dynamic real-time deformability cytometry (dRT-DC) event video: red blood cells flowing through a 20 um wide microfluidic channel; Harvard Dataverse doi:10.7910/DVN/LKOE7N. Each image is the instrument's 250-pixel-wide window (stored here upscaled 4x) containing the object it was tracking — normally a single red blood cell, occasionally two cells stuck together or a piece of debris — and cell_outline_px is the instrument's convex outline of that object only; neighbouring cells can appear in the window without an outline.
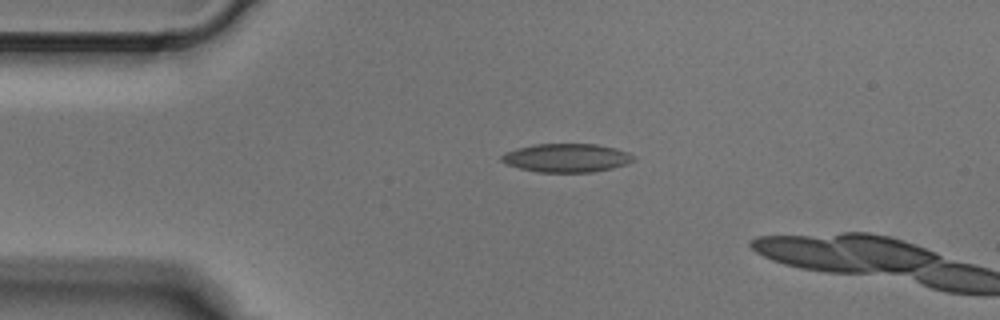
{"species": "Egyptian fruit bat (a non-hibernating species)", "species_latin": "Rousettus aegyptiacus", "temperature_condition": "cold", "stored_images_in_passage": 3, "camera_frame_rate_fps": 3000, "um_per_image_px": 0.085, "animal": {"sex": "male"}, "frame": {"image": 1, "passage_image": 2, "time_ms": 0.333, "image_size_px": [1000, 320], "cell_outline_px": [[636, 160], [628, 164], [612, 168], [592, 172], [536, 172], [520, 168], [508, 164], [500, 160], [500, 156], [508, 152], [520, 148], [536, 144], [596, 144], [616, 148], [628, 152], [636, 156]], "centroid_in_image_um": [48.24, 13.42], "position_along_channel_um": 36.8, "area_um2": 21.91}}